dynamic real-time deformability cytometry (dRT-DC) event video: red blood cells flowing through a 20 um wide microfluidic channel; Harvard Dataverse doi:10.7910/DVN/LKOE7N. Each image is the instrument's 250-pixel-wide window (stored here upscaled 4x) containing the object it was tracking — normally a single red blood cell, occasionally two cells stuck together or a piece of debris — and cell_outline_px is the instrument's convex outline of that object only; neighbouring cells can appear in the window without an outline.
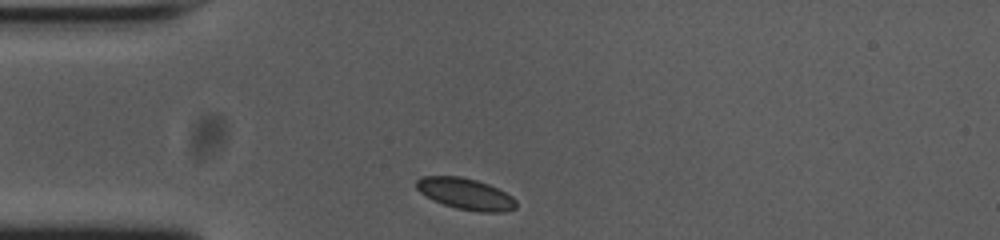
{"species": "common noctule bat (a hibernating species)", "species_latin": "Nyctalus noctula", "temperature_condition": "cold", "stored_images_in_passage": 31, "camera_frame_rate_fps": 3000, "um_per_image_px": 0.085, "animal": {"sex": "female", "body_mass_g": 23.0, "forearm_length_mm": 53.4}, "frame": {"image": 1, "passage_image": 1, "time_ms": 0.0, "image_size_px": [1000, 240], "cell_outline_px": [[516, 208], [504, 212], [480, 212], [456, 208], [432, 200], [420, 192], [416, 188], [416, 180], [420, 176], [460, 176], [476, 180], [488, 184], [512, 196], [516, 200]], "centroid_in_image_um": [39.56, 16.48], "position_along_channel_um": 45.4, "area_um2": 18.21}}
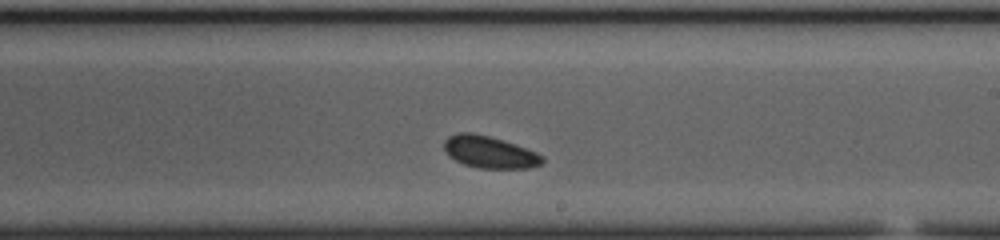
{"frame": {"image": 2, "passage_image": 19, "time_ms": 6.0, "image_size_px": [1000, 240], "cell_outline_px": [[544, 164], [532, 168], [480, 168], [464, 164], [448, 156], [444, 148], [444, 140], [448, 136], [460, 132], [472, 132], [488, 136], [516, 144], [536, 152], [544, 156]], "centroid_in_image_um": [41.64, 12.93], "position_along_channel_um": 247.4, "area_um2": 18.44}}
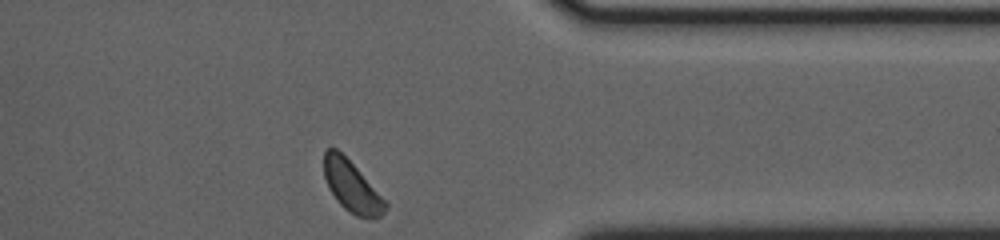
{"frame": {"image": 3, "passage_image": 31, "time_ms": 10.0, "image_size_px": [1000, 240], "cell_outline_px": [[388, 208], [380, 216], [372, 220], [356, 216], [348, 212], [336, 200], [328, 188], [324, 176], [324, 152], [328, 148], [336, 148], [356, 168], [388, 204]], "centroid_in_image_um": [29.89, 15.9], "position_along_channel_um": 381.5, "area_um2": 18.03}}